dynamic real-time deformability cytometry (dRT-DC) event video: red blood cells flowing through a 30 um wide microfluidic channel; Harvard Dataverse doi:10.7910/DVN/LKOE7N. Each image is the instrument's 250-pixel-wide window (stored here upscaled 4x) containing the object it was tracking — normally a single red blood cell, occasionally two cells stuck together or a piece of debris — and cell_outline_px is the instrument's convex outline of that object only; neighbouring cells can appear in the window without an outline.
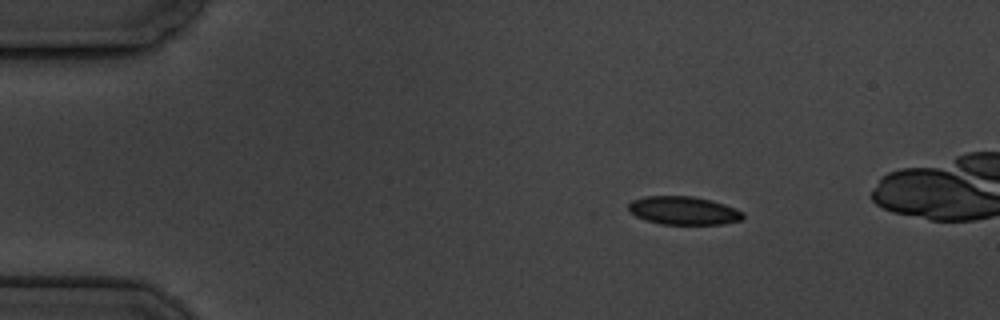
{"species": "common noctule bat (a hibernating species)", "species_latin": "Nyctalus noctula", "temperature_condition": "cold", "stored_images_in_passage": 5, "camera_frame_rate_fps": 3000, "um_per_image_px": 0.085, "animal": {"sex": "male", "body_mass_g": 19.5, "forearm_length_mm": 54.6}, "frame": {"image": 1, "passage_image": 2, "time_ms": 1.333, "image_size_px": [1000, 320], "cell_outline_px": [[744, 216], [740, 220], [724, 224], [660, 224], [636, 216], [628, 208], [628, 204], [632, 200], [644, 196], [692, 196], [712, 200], [736, 208], [744, 212]], "centroid_in_image_um": [58.13, 17.89], "position_along_channel_um": 26.9, "area_um2": 18.84}}